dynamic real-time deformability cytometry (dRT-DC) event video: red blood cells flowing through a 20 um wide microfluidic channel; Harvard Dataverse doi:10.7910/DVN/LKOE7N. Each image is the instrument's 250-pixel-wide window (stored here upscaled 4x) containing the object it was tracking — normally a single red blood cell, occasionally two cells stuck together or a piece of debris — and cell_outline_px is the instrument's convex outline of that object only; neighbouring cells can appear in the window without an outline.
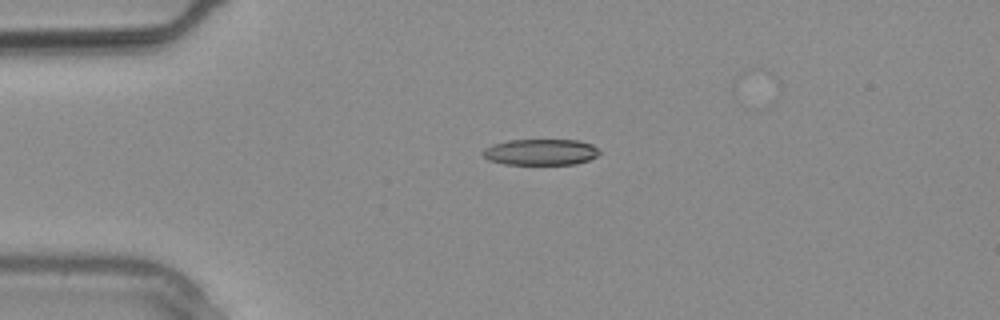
{"species": "common noctule bat (a hibernating species)", "species_latin": "Nyctalus noctula", "temperature_condition": "warm", "stored_images_in_passage": 2, "camera_frame_rate_fps": 3000, "um_per_image_px": 0.085, "animal": {"sex": "male", "body_mass_g": 20.4}, "frame": {"image": 1, "passage_image": 1, "time_ms": 0.0, "image_size_px": [1000, 320], "cell_outline_px": [[600, 152], [596, 156], [588, 160], [576, 164], [504, 164], [488, 160], [480, 152], [484, 148], [492, 144], [508, 140], [576, 140], [592, 144]], "centroid_in_image_um": [45.91, 12.92], "position_along_channel_um": 39.1, "area_um2": 17.74}}
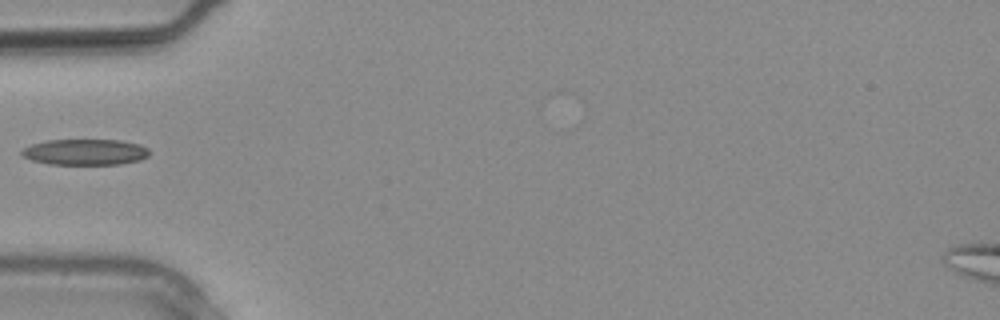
{"frame": {"image": 2, "passage_image": 2, "time_ms": 0.333, "image_size_px": [1000, 320], "cell_outline_px": [[148, 156], [140, 160], [120, 164], [48, 164], [32, 160], [20, 156], [20, 152], [24, 148], [32, 144], [48, 140], [120, 140], [140, 144], [148, 148]], "centroid_in_image_um": [7.22, 12.92], "position_along_channel_um": 77.8, "area_um2": 19.31}}